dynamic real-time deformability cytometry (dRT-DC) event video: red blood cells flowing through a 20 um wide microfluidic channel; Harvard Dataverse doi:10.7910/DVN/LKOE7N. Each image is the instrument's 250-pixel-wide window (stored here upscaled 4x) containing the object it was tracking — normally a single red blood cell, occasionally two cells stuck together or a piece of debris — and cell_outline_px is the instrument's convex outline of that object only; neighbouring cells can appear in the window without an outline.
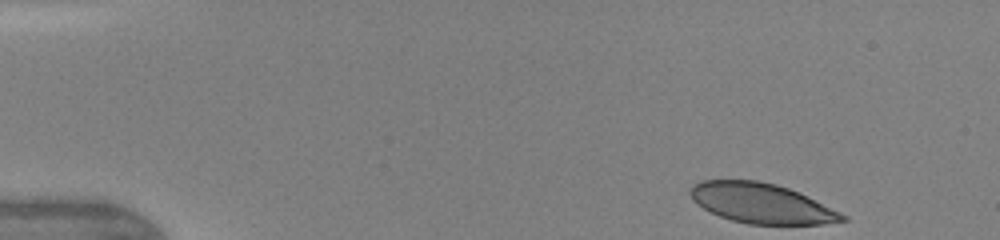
{"species": "human", "species_latin": "Homo sapiens", "temperature_condition": "warm", "stored_images_in_passage": 20, "camera_frame_rate_fps": 3000, "um_per_image_px": 0.085, "donor": {"sex": "female"}, "frame": {"image": 1, "passage_image": 1, "time_ms": 0.0, "image_size_px": [1000, 240], "cell_outline_px": [[848, 220], [824, 224], [748, 224], [732, 220], [720, 216], [704, 208], [692, 200], [688, 192], [692, 184], [700, 180], [756, 180], [776, 184], [788, 188], [840, 212], [848, 216]], "centroid_in_image_um": [64.68, 17.27], "position_along_channel_um": 20.3, "area_um2": 35.2}}
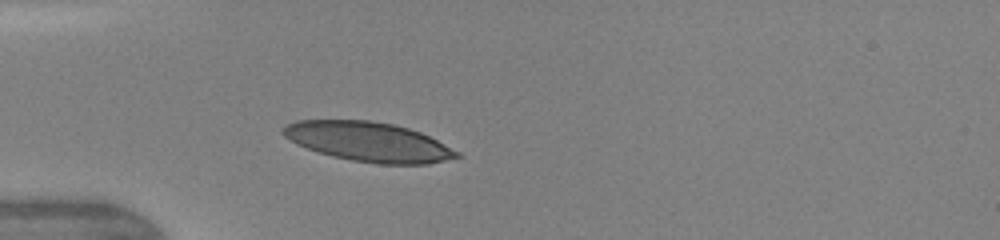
{"frame": {"image": 2, "passage_image": 17, "time_ms": 3.0, "image_size_px": [1000, 240], "cell_outline_px": [[460, 156], [428, 164], [376, 164], [352, 160], [332, 156], [316, 152], [296, 144], [284, 136], [280, 132], [288, 124], [296, 120], [368, 120], [392, 124], [408, 128], [420, 132], [460, 152]], "centroid_in_image_um": [31.28, 12.05], "position_along_channel_um": 53.7, "area_um2": 39.82}}